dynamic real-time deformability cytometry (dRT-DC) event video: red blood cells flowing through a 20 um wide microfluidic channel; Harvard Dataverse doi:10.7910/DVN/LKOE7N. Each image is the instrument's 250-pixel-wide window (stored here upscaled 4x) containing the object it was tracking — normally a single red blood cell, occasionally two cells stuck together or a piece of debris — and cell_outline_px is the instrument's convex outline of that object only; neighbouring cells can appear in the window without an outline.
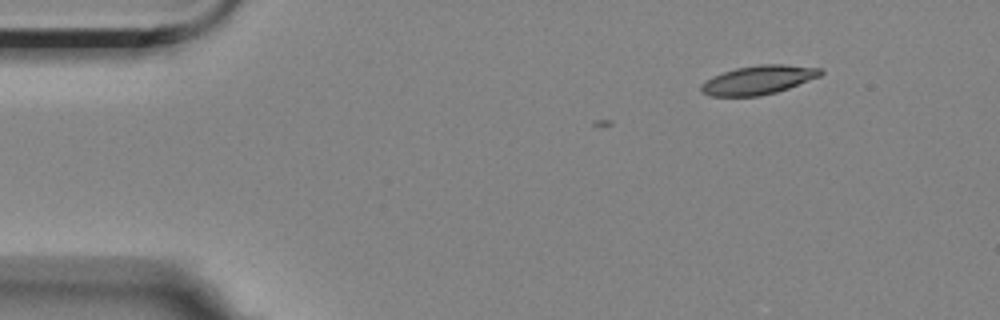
{"species": "Egyptian fruit bat (a non-hibernating species)", "species_latin": "Rousettus aegyptiacus", "temperature_condition": "room temperature", "stored_images_in_passage": 13, "camera_frame_rate_fps": 3000, "um_per_image_px": 0.085, "animal": {"sex": "female"}, "frame": {"image": 1, "passage_image": 1, "time_ms": 0.0, "image_size_px": [1000, 320], "cell_outline_px": [[824, 72], [820, 76], [788, 88], [776, 92], [760, 96], [708, 96], [700, 92], [700, 84], [712, 76], [736, 68], [760, 64], [784, 64], [820, 68]], "centroid_in_image_um": [64.42, 6.8], "position_along_channel_um": 20.6, "area_um2": 20.11}}
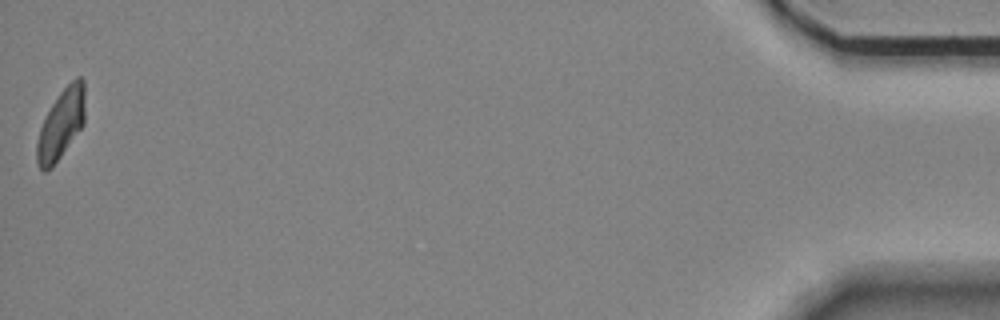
{"frame": {"image": 2, "passage_image": 13, "time_ms": 16.667, "image_size_px": [1000, 320], "cell_outline_px": [[84, 124], [52, 168], [44, 172], [40, 168], [36, 160], [36, 144], [40, 128], [52, 104], [60, 92], [76, 76], [80, 76], [84, 80]], "centroid_in_image_um": [5.19, 10.56], "position_along_channel_um": 430.0, "area_um2": 19.42}}